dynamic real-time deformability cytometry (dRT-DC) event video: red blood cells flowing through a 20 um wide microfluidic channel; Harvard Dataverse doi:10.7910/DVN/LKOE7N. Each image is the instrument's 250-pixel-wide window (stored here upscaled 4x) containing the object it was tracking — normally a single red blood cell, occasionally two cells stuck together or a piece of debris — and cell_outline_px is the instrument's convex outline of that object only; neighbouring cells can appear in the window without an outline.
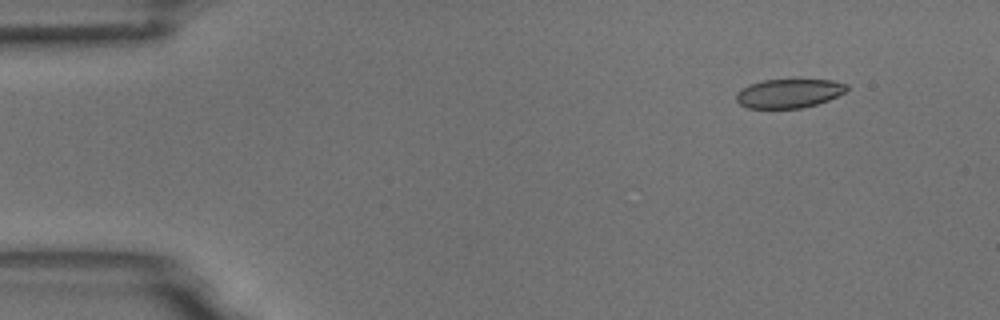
{"species": "common noctule bat (a hibernating species)", "species_latin": "Nyctalus noctula", "temperature_condition": "room temperature", "stored_images_in_passage": 9, "camera_frame_rate_fps": 3000, "um_per_image_px": 0.085, "animal": {"sex": "male", "body_mass_g": 18.8}, "frame": {"image": 1, "passage_image": 1, "time_ms": 0.0, "image_size_px": [1000, 320], "cell_outline_px": [[848, 88], [844, 92], [828, 100], [816, 104], [800, 108], [748, 108], [740, 104], [736, 100], [736, 92], [748, 84], [764, 80], [832, 80], [848, 84]], "centroid_in_image_um": [67.03, 7.93], "position_along_channel_um": 18.0, "area_um2": 18.55}}